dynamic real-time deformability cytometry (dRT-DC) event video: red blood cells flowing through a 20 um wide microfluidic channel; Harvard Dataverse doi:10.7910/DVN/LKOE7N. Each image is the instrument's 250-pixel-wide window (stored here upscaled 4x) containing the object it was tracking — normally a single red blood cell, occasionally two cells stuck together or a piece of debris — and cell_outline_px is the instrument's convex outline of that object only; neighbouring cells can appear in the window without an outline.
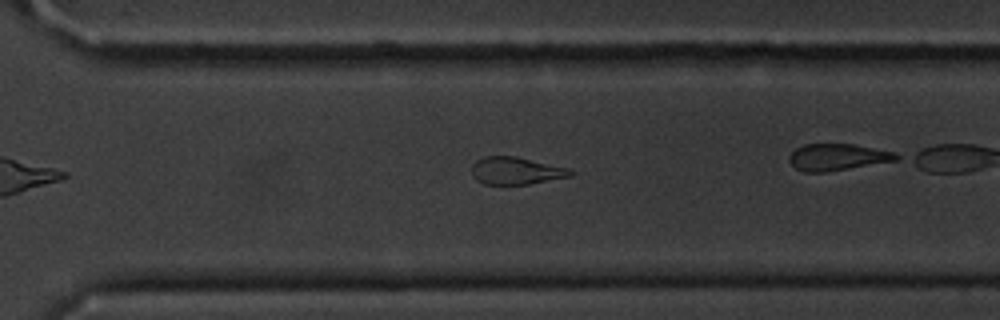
{"species": "common noctule bat (a hibernating species)", "species_latin": "Nyctalus noctula", "temperature_condition": "cold", "stored_images_in_passage": 35, "camera_frame_rate_fps": 3000, "um_per_image_px": 0.085, "animal": {"sex": "male", "body_mass_g": 20.1, "forearm_length_mm": 53.5}, "frame": {"image": 1, "passage_image": 30, "time_ms": 9.667, "image_size_px": [1000, 320], "cell_outline_px": [[576, 172], [572, 176], [528, 184], [484, 184], [476, 180], [472, 176], [472, 164], [476, 160], [484, 156], [516, 156], [568, 168]], "centroid_in_image_um": [43.85, 14.51], "position_along_channel_um": 326.7, "area_um2": 15.84}}